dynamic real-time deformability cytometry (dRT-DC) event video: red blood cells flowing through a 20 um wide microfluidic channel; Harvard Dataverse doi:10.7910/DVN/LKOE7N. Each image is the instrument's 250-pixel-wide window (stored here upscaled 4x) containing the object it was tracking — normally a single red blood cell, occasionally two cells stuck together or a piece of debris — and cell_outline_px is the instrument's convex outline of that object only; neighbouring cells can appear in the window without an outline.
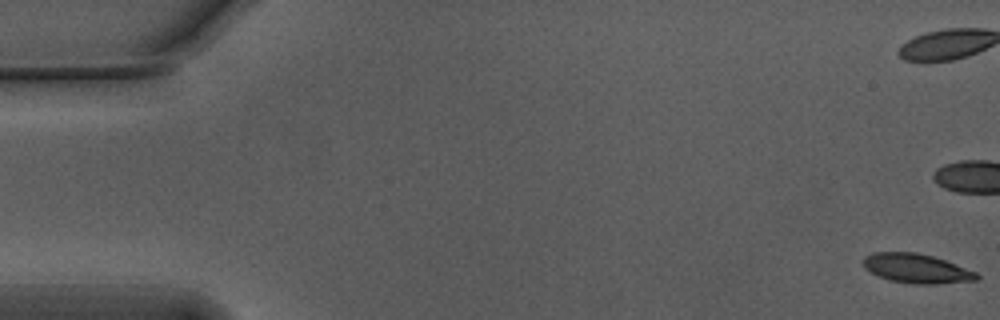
{"species": "Egyptian fruit bat (a non-hibernating species)", "species_latin": "Rousettus aegyptiacus", "temperature_condition": "warm", "stored_images_in_passage": 48, "camera_frame_rate_fps": 3000, "um_per_image_px": 0.085, "animal": {"sex": "male"}, "frame": {"image": 1, "passage_image": 1, "time_ms": 0.0, "image_size_px": [1000, 320], "cell_outline_px": [[980, 276], [976, 280], [936, 284], [916, 284], [888, 280], [864, 268], [860, 260], [864, 256], [872, 252], [916, 252], [932, 256], [944, 260], [976, 272]], "centroid_in_image_um": [77.85, 22.81], "position_along_channel_um": 7.2, "area_um2": 19.36}, "authors_computed_cell_mechanics": {"area_um2": 20.6635, "velocity_mm_per_s": 3.7413, "shape_relaxation_time_tau1_ms": 3.7387, "shape_relaxation_time_tau2_ms": 1.6156, "deformation_change_tau1": 0.1524, "deformation_change_tau2": 0.0716}}